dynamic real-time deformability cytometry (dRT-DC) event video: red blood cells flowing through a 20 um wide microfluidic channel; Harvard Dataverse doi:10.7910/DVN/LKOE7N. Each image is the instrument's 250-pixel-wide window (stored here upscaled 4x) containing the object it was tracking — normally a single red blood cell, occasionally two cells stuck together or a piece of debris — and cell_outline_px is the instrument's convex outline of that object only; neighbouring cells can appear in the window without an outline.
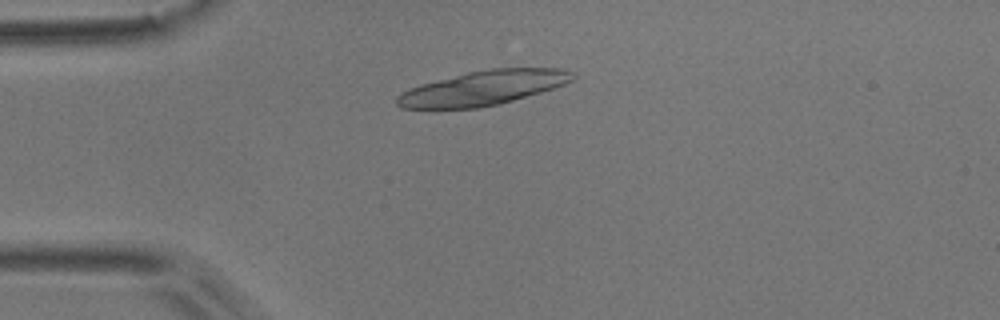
{"species": "common noctule bat (a hibernating species)", "species_latin": "Nyctalus noctula", "temperature_condition": "room temperature", "stored_images_in_passage": 1, "camera_frame_rate_fps": 3000, "um_per_image_px": 0.085, "animal": {"sex": "male", "body_mass_g": 17.9}, "frame": {"image": 1, "passage_image": 1, "time_ms": 0.0, "image_size_px": [1000, 320], "cell_outline_px": [[576, 76], [572, 80], [564, 84], [540, 92], [500, 104], [480, 108], [400, 108], [396, 104], [396, 96], [420, 84], [468, 72], [492, 68], [560, 68], [576, 72]], "centroid_in_image_um": [41.09, 7.47], "position_along_channel_um": 43.9, "area_um2": 35.08}}